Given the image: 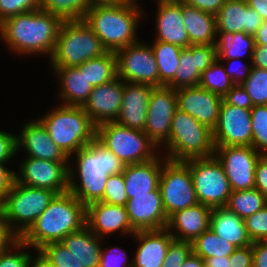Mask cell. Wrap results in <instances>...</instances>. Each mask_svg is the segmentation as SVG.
<instances>
[{
	"instance_id": "cell-1",
	"label": "cell",
	"mask_w": 267,
	"mask_h": 267,
	"mask_svg": "<svg viewBox=\"0 0 267 267\" xmlns=\"http://www.w3.org/2000/svg\"><path fill=\"white\" fill-rule=\"evenodd\" d=\"M63 19L41 9L12 16L0 23V36L19 54H49L54 51Z\"/></svg>"
},
{
	"instance_id": "cell-2",
	"label": "cell",
	"mask_w": 267,
	"mask_h": 267,
	"mask_svg": "<svg viewBox=\"0 0 267 267\" xmlns=\"http://www.w3.org/2000/svg\"><path fill=\"white\" fill-rule=\"evenodd\" d=\"M74 154L77 158L80 184H76L74 172L69 167L68 191L85 206L100 201L103 198L108 177L122 173L125 164L97 138Z\"/></svg>"
},
{
	"instance_id": "cell-3",
	"label": "cell",
	"mask_w": 267,
	"mask_h": 267,
	"mask_svg": "<svg viewBox=\"0 0 267 267\" xmlns=\"http://www.w3.org/2000/svg\"><path fill=\"white\" fill-rule=\"evenodd\" d=\"M85 225L86 206L67 191L55 195L20 240L38 251L48 243L60 242Z\"/></svg>"
},
{
	"instance_id": "cell-4",
	"label": "cell",
	"mask_w": 267,
	"mask_h": 267,
	"mask_svg": "<svg viewBox=\"0 0 267 267\" xmlns=\"http://www.w3.org/2000/svg\"><path fill=\"white\" fill-rule=\"evenodd\" d=\"M135 1L95 4L87 11L84 20L102 41L107 51L116 52L139 42L136 29L138 19L142 17L143 12Z\"/></svg>"
},
{
	"instance_id": "cell-5",
	"label": "cell",
	"mask_w": 267,
	"mask_h": 267,
	"mask_svg": "<svg viewBox=\"0 0 267 267\" xmlns=\"http://www.w3.org/2000/svg\"><path fill=\"white\" fill-rule=\"evenodd\" d=\"M60 105L38 121L52 141L69 158L96 138L97 126L83 106Z\"/></svg>"
},
{
	"instance_id": "cell-6",
	"label": "cell",
	"mask_w": 267,
	"mask_h": 267,
	"mask_svg": "<svg viewBox=\"0 0 267 267\" xmlns=\"http://www.w3.org/2000/svg\"><path fill=\"white\" fill-rule=\"evenodd\" d=\"M107 52L102 41L84 19L64 20L50 57L51 66L78 67Z\"/></svg>"
},
{
	"instance_id": "cell-7",
	"label": "cell",
	"mask_w": 267,
	"mask_h": 267,
	"mask_svg": "<svg viewBox=\"0 0 267 267\" xmlns=\"http://www.w3.org/2000/svg\"><path fill=\"white\" fill-rule=\"evenodd\" d=\"M163 145L168 147L165 158L173 161L210 157L215 152L213 131L178 108L171 122L169 139Z\"/></svg>"
},
{
	"instance_id": "cell-8",
	"label": "cell",
	"mask_w": 267,
	"mask_h": 267,
	"mask_svg": "<svg viewBox=\"0 0 267 267\" xmlns=\"http://www.w3.org/2000/svg\"><path fill=\"white\" fill-rule=\"evenodd\" d=\"M101 240L86 225L60 242L44 245L37 252L50 267H99Z\"/></svg>"
},
{
	"instance_id": "cell-9",
	"label": "cell",
	"mask_w": 267,
	"mask_h": 267,
	"mask_svg": "<svg viewBox=\"0 0 267 267\" xmlns=\"http://www.w3.org/2000/svg\"><path fill=\"white\" fill-rule=\"evenodd\" d=\"M96 138L125 165L148 162L157 157L156 144L144 133L114 122L97 126Z\"/></svg>"
},
{
	"instance_id": "cell-10",
	"label": "cell",
	"mask_w": 267,
	"mask_h": 267,
	"mask_svg": "<svg viewBox=\"0 0 267 267\" xmlns=\"http://www.w3.org/2000/svg\"><path fill=\"white\" fill-rule=\"evenodd\" d=\"M55 195L52 190L22 185L14 180L11 189L4 195L5 216L9 227L21 237Z\"/></svg>"
},
{
	"instance_id": "cell-11",
	"label": "cell",
	"mask_w": 267,
	"mask_h": 267,
	"mask_svg": "<svg viewBox=\"0 0 267 267\" xmlns=\"http://www.w3.org/2000/svg\"><path fill=\"white\" fill-rule=\"evenodd\" d=\"M184 162L191 171L198 203L211 208L225 207L232 190L216 156L192 158Z\"/></svg>"
},
{
	"instance_id": "cell-12",
	"label": "cell",
	"mask_w": 267,
	"mask_h": 267,
	"mask_svg": "<svg viewBox=\"0 0 267 267\" xmlns=\"http://www.w3.org/2000/svg\"><path fill=\"white\" fill-rule=\"evenodd\" d=\"M159 189L167 217L198 204L191 171L184 161L164 160Z\"/></svg>"
},
{
	"instance_id": "cell-13",
	"label": "cell",
	"mask_w": 267,
	"mask_h": 267,
	"mask_svg": "<svg viewBox=\"0 0 267 267\" xmlns=\"http://www.w3.org/2000/svg\"><path fill=\"white\" fill-rule=\"evenodd\" d=\"M118 77L130 83L159 87V71L151 46L140 41L115 52Z\"/></svg>"
},
{
	"instance_id": "cell-14",
	"label": "cell",
	"mask_w": 267,
	"mask_h": 267,
	"mask_svg": "<svg viewBox=\"0 0 267 267\" xmlns=\"http://www.w3.org/2000/svg\"><path fill=\"white\" fill-rule=\"evenodd\" d=\"M232 191L255 188V168L262 156L252 146L215 147Z\"/></svg>"
},
{
	"instance_id": "cell-15",
	"label": "cell",
	"mask_w": 267,
	"mask_h": 267,
	"mask_svg": "<svg viewBox=\"0 0 267 267\" xmlns=\"http://www.w3.org/2000/svg\"><path fill=\"white\" fill-rule=\"evenodd\" d=\"M21 163L20 176L15 173V181L17 183L30 187L49 189L56 194L68 191V162H53L27 157Z\"/></svg>"
},
{
	"instance_id": "cell-16",
	"label": "cell",
	"mask_w": 267,
	"mask_h": 267,
	"mask_svg": "<svg viewBox=\"0 0 267 267\" xmlns=\"http://www.w3.org/2000/svg\"><path fill=\"white\" fill-rule=\"evenodd\" d=\"M215 147L252 146L251 109L221 104L218 121L213 129Z\"/></svg>"
},
{
	"instance_id": "cell-17",
	"label": "cell",
	"mask_w": 267,
	"mask_h": 267,
	"mask_svg": "<svg viewBox=\"0 0 267 267\" xmlns=\"http://www.w3.org/2000/svg\"><path fill=\"white\" fill-rule=\"evenodd\" d=\"M177 106L174 89L167 86L154 87L149 97L144 133L160 147L169 139L171 122Z\"/></svg>"
},
{
	"instance_id": "cell-18",
	"label": "cell",
	"mask_w": 267,
	"mask_h": 267,
	"mask_svg": "<svg viewBox=\"0 0 267 267\" xmlns=\"http://www.w3.org/2000/svg\"><path fill=\"white\" fill-rule=\"evenodd\" d=\"M215 45H190L182 48L179 67L175 70L174 79L167 85L172 89L196 87L201 73L217 60Z\"/></svg>"
},
{
	"instance_id": "cell-19",
	"label": "cell",
	"mask_w": 267,
	"mask_h": 267,
	"mask_svg": "<svg viewBox=\"0 0 267 267\" xmlns=\"http://www.w3.org/2000/svg\"><path fill=\"white\" fill-rule=\"evenodd\" d=\"M178 109L188 113L212 131L220 113L222 97L199 86L175 89Z\"/></svg>"
},
{
	"instance_id": "cell-20",
	"label": "cell",
	"mask_w": 267,
	"mask_h": 267,
	"mask_svg": "<svg viewBox=\"0 0 267 267\" xmlns=\"http://www.w3.org/2000/svg\"><path fill=\"white\" fill-rule=\"evenodd\" d=\"M126 210L129 222L135 231L159 230L167 226L168 217L159 187L147 194L133 195L127 200Z\"/></svg>"
},
{
	"instance_id": "cell-21",
	"label": "cell",
	"mask_w": 267,
	"mask_h": 267,
	"mask_svg": "<svg viewBox=\"0 0 267 267\" xmlns=\"http://www.w3.org/2000/svg\"><path fill=\"white\" fill-rule=\"evenodd\" d=\"M124 93V81L117 77L112 81L93 87L85 112L96 126L117 120Z\"/></svg>"
},
{
	"instance_id": "cell-22",
	"label": "cell",
	"mask_w": 267,
	"mask_h": 267,
	"mask_svg": "<svg viewBox=\"0 0 267 267\" xmlns=\"http://www.w3.org/2000/svg\"><path fill=\"white\" fill-rule=\"evenodd\" d=\"M86 226L101 239L117 231L130 235L136 232L129 222L126 206L101 201L86 206Z\"/></svg>"
},
{
	"instance_id": "cell-23",
	"label": "cell",
	"mask_w": 267,
	"mask_h": 267,
	"mask_svg": "<svg viewBox=\"0 0 267 267\" xmlns=\"http://www.w3.org/2000/svg\"><path fill=\"white\" fill-rule=\"evenodd\" d=\"M154 86L124 81V93L116 122L135 130L145 129L149 97Z\"/></svg>"
},
{
	"instance_id": "cell-24",
	"label": "cell",
	"mask_w": 267,
	"mask_h": 267,
	"mask_svg": "<svg viewBox=\"0 0 267 267\" xmlns=\"http://www.w3.org/2000/svg\"><path fill=\"white\" fill-rule=\"evenodd\" d=\"M19 136L16 135L17 151L22 147L28 157L49 160L53 162H67L69 158L52 141L44 126L38 121H30L23 126Z\"/></svg>"
},
{
	"instance_id": "cell-25",
	"label": "cell",
	"mask_w": 267,
	"mask_h": 267,
	"mask_svg": "<svg viewBox=\"0 0 267 267\" xmlns=\"http://www.w3.org/2000/svg\"><path fill=\"white\" fill-rule=\"evenodd\" d=\"M262 22V17L247 5L246 0H226L216 14L217 32L254 35Z\"/></svg>"
},
{
	"instance_id": "cell-26",
	"label": "cell",
	"mask_w": 267,
	"mask_h": 267,
	"mask_svg": "<svg viewBox=\"0 0 267 267\" xmlns=\"http://www.w3.org/2000/svg\"><path fill=\"white\" fill-rule=\"evenodd\" d=\"M211 211V207L201 203L176 211L168 217L166 229L174 240L192 242L210 228Z\"/></svg>"
},
{
	"instance_id": "cell-27",
	"label": "cell",
	"mask_w": 267,
	"mask_h": 267,
	"mask_svg": "<svg viewBox=\"0 0 267 267\" xmlns=\"http://www.w3.org/2000/svg\"><path fill=\"white\" fill-rule=\"evenodd\" d=\"M133 236L140 245L135 254L133 267H162L169 245L174 237L166 229L136 231Z\"/></svg>"
},
{
	"instance_id": "cell-28",
	"label": "cell",
	"mask_w": 267,
	"mask_h": 267,
	"mask_svg": "<svg viewBox=\"0 0 267 267\" xmlns=\"http://www.w3.org/2000/svg\"><path fill=\"white\" fill-rule=\"evenodd\" d=\"M157 37L155 41L171 43L181 48L191 45L183 23L181 1H157Z\"/></svg>"
},
{
	"instance_id": "cell-29",
	"label": "cell",
	"mask_w": 267,
	"mask_h": 267,
	"mask_svg": "<svg viewBox=\"0 0 267 267\" xmlns=\"http://www.w3.org/2000/svg\"><path fill=\"white\" fill-rule=\"evenodd\" d=\"M158 156L148 162L125 165L123 170L126 193L129 198L133 195L147 194L159 187V178L164 161Z\"/></svg>"
},
{
	"instance_id": "cell-30",
	"label": "cell",
	"mask_w": 267,
	"mask_h": 267,
	"mask_svg": "<svg viewBox=\"0 0 267 267\" xmlns=\"http://www.w3.org/2000/svg\"><path fill=\"white\" fill-rule=\"evenodd\" d=\"M183 23L191 45H215L217 38L216 15L181 2Z\"/></svg>"
},
{
	"instance_id": "cell-31",
	"label": "cell",
	"mask_w": 267,
	"mask_h": 267,
	"mask_svg": "<svg viewBox=\"0 0 267 267\" xmlns=\"http://www.w3.org/2000/svg\"><path fill=\"white\" fill-rule=\"evenodd\" d=\"M210 228L216 235L229 241L236 248L253 244L247 233L244 219L229 211L226 207L212 208Z\"/></svg>"
},
{
	"instance_id": "cell-32",
	"label": "cell",
	"mask_w": 267,
	"mask_h": 267,
	"mask_svg": "<svg viewBox=\"0 0 267 267\" xmlns=\"http://www.w3.org/2000/svg\"><path fill=\"white\" fill-rule=\"evenodd\" d=\"M60 78L62 105L83 106L89 99L93 86L77 67H53Z\"/></svg>"
},
{
	"instance_id": "cell-33",
	"label": "cell",
	"mask_w": 267,
	"mask_h": 267,
	"mask_svg": "<svg viewBox=\"0 0 267 267\" xmlns=\"http://www.w3.org/2000/svg\"><path fill=\"white\" fill-rule=\"evenodd\" d=\"M221 35L219 40H216L217 58L227 59L226 61L234 62L238 60L245 53L249 54L250 61L254 51V36L244 32H217Z\"/></svg>"
},
{
	"instance_id": "cell-34",
	"label": "cell",
	"mask_w": 267,
	"mask_h": 267,
	"mask_svg": "<svg viewBox=\"0 0 267 267\" xmlns=\"http://www.w3.org/2000/svg\"><path fill=\"white\" fill-rule=\"evenodd\" d=\"M84 71L85 77L93 87L108 83L117 78V59L115 52L107 53L85 61L77 67Z\"/></svg>"
},
{
	"instance_id": "cell-35",
	"label": "cell",
	"mask_w": 267,
	"mask_h": 267,
	"mask_svg": "<svg viewBox=\"0 0 267 267\" xmlns=\"http://www.w3.org/2000/svg\"><path fill=\"white\" fill-rule=\"evenodd\" d=\"M156 59L159 71V87L167 86L175 75V70L179 67L180 46L162 41H154L151 46Z\"/></svg>"
},
{
	"instance_id": "cell-36",
	"label": "cell",
	"mask_w": 267,
	"mask_h": 267,
	"mask_svg": "<svg viewBox=\"0 0 267 267\" xmlns=\"http://www.w3.org/2000/svg\"><path fill=\"white\" fill-rule=\"evenodd\" d=\"M266 204L267 198L258 189L252 188L232 191L225 207L245 219L261 210Z\"/></svg>"
},
{
	"instance_id": "cell-37",
	"label": "cell",
	"mask_w": 267,
	"mask_h": 267,
	"mask_svg": "<svg viewBox=\"0 0 267 267\" xmlns=\"http://www.w3.org/2000/svg\"><path fill=\"white\" fill-rule=\"evenodd\" d=\"M235 249L233 244L216 235L211 228L192 241V251L204 261L215 256H230Z\"/></svg>"
},
{
	"instance_id": "cell-38",
	"label": "cell",
	"mask_w": 267,
	"mask_h": 267,
	"mask_svg": "<svg viewBox=\"0 0 267 267\" xmlns=\"http://www.w3.org/2000/svg\"><path fill=\"white\" fill-rule=\"evenodd\" d=\"M91 5L87 0H40V9L63 20H82Z\"/></svg>"
},
{
	"instance_id": "cell-39",
	"label": "cell",
	"mask_w": 267,
	"mask_h": 267,
	"mask_svg": "<svg viewBox=\"0 0 267 267\" xmlns=\"http://www.w3.org/2000/svg\"><path fill=\"white\" fill-rule=\"evenodd\" d=\"M217 59L201 73L199 87L223 97L235 84Z\"/></svg>"
},
{
	"instance_id": "cell-40",
	"label": "cell",
	"mask_w": 267,
	"mask_h": 267,
	"mask_svg": "<svg viewBox=\"0 0 267 267\" xmlns=\"http://www.w3.org/2000/svg\"><path fill=\"white\" fill-rule=\"evenodd\" d=\"M241 85L248 92L253 106L267 105V69L251 66L249 76Z\"/></svg>"
},
{
	"instance_id": "cell-41",
	"label": "cell",
	"mask_w": 267,
	"mask_h": 267,
	"mask_svg": "<svg viewBox=\"0 0 267 267\" xmlns=\"http://www.w3.org/2000/svg\"><path fill=\"white\" fill-rule=\"evenodd\" d=\"M252 147L261 155H267V105L251 108Z\"/></svg>"
},
{
	"instance_id": "cell-42",
	"label": "cell",
	"mask_w": 267,
	"mask_h": 267,
	"mask_svg": "<svg viewBox=\"0 0 267 267\" xmlns=\"http://www.w3.org/2000/svg\"><path fill=\"white\" fill-rule=\"evenodd\" d=\"M127 200L123 173L110 175L100 201L111 205L126 206Z\"/></svg>"
},
{
	"instance_id": "cell-43",
	"label": "cell",
	"mask_w": 267,
	"mask_h": 267,
	"mask_svg": "<svg viewBox=\"0 0 267 267\" xmlns=\"http://www.w3.org/2000/svg\"><path fill=\"white\" fill-rule=\"evenodd\" d=\"M29 247L22 240H18L11 248L0 253V267H30L32 264V256L30 252H16L18 249ZM14 248V249H13ZM15 250V252H10Z\"/></svg>"
},
{
	"instance_id": "cell-44",
	"label": "cell",
	"mask_w": 267,
	"mask_h": 267,
	"mask_svg": "<svg viewBox=\"0 0 267 267\" xmlns=\"http://www.w3.org/2000/svg\"><path fill=\"white\" fill-rule=\"evenodd\" d=\"M247 233L252 240H267V204L256 213L244 219Z\"/></svg>"
},
{
	"instance_id": "cell-45",
	"label": "cell",
	"mask_w": 267,
	"mask_h": 267,
	"mask_svg": "<svg viewBox=\"0 0 267 267\" xmlns=\"http://www.w3.org/2000/svg\"><path fill=\"white\" fill-rule=\"evenodd\" d=\"M40 9V0H0V23L18 14Z\"/></svg>"
},
{
	"instance_id": "cell-46",
	"label": "cell",
	"mask_w": 267,
	"mask_h": 267,
	"mask_svg": "<svg viewBox=\"0 0 267 267\" xmlns=\"http://www.w3.org/2000/svg\"><path fill=\"white\" fill-rule=\"evenodd\" d=\"M192 252V242L173 240L162 267H181Z\"/></svg>"
},
{
	"instance_id": "cell-47",
	"label": "cell",
	"mask_w": 267,
	"mask_h": 267,
	"mask_svg": "<svg viewBox=\"0 0 267 267\" xmlns=\"http://www.w3.org/2000/svg\"><path fill=\"white\" fill-rule=\"evenodd\" d=\"M226 104L238 106L243 109H251L252 101L248 92L241 84H235L223 97Z\"/></svg>"
},
{
	"instance_id": "cell-48",
	"label": "cell",
	"mask_w": 267,
	"mask_h": 267,
	"mask_svg": "<svg viewBox=\"0 0 267 267\" xmlns=\"http://www.w3.org/2000/svg\"><path fill=\"white\" fill-rule=\"evenodd\" d=\"M104 250H105V252L107 251L106 252L107 254L104 252ZM104 250L101 249L99 267H121L123 265L125 267H133V261H130L129 263H127V261H128L127 260L128 258L126 257L127 255H126L125 251L124 252L122 250L120 251V247L119 248L114 247L111 249L110 248L108 249V247H106ZM121 252H123V253H121ZM124 253H125V255H124ZM121 254H123V255H121ZM123 256L126 257V259L123 258ZM122 261L124 263L126 262L127 265H125Z\"/></svg>"
},
{
	"instance_id": "cell-49",
	"label": "cell",
	"mask_w": 267,
	"mask_h": 267,
	"mask_svg": "<svg viewBox=\"0 0 267 267\" xmlns=\"http://www.w3.org/2000/svg\"><path fill=\"white\" fill-rule=\"evenodd\" d=\"M230 267H253V244L236 248L229 256Z\"/></svg>"
},
{
	"instance_id": "cell-50",
	"label": "cell",
	"mask_w": 267,
	"mask_h": 267,
	"mask_svg": "<svg viewBox=\"0 0 267 267\" xmlns=\"http://www.w3.org/2000/svg\"><path fill=\"white\" fill-rule=\"evenodd\" d=\"M17 153L16 136L0 131V163L5 164Z\"/></svg>"
},
{
	"instance_id": "cell-51",
	"label": "cell",
	"mask_w": 267,
	"mask_h": 267,
	"mask_svg": "<svg viewBox=\"0 0 267 267\" xmlns=\"http://www.w3.org/2000/svg\"><path fill=\"white\" fill-rule=\"evenodd\" d=\"M255 188L267 198V155H262L256 164Z\"/></svg>"
},
{
	"instance_id": "cell-52",
	"label": "cell",
	"mask_w": 267,
	"mask_h": 267,
	"mask_svg": "<svg viewBox=\"0 0 267 267\" xmlns=\"http://www.w3.org/2000/svg\"><path fill=\"white\" fill-rule=\"evenodd\" d=\"M182 3L196 7L202 11L216 15L226 0H179Z\"/></svg>"
},
{
	"instance_id": "cell-53",
	"label": "cell",
	"mask_w": 267,
	"mask_h": 267,
	"mask_svg": "<svg viewBox=\"0 0 267 267\" xmlns=\"http://www.w3.org/2000/svg\"><path fill=\"white\" fill-rule=\"evenodd\" d=\"M19 239L8 223H0V253L11 248Z\"/></svg>"
},
{
	"instance_id": "cell-54",
	"label": "cell",
	"mask_w": 267,
	"mask_h": 267,
	"mask_svg": "<svg viewBox=\"0 0 267 267\" xmlns=\"http://www.w3.org/2000/svg\"><path fill=\"white\" fill-rule=\"evenodd\" d=\"M253 267H267V240L253 242Z\"/></svg>"
},
{
	"instance_id": "cell-55",
	"label": "cell",
	"mask_w": 267,
	"mask_h": 267,
	"mask_svg": "<svg viewBox=\"0 0 267 267\" xmlns=\"http://www.w3.org/2000/svg\"><path fill=\"white\" fill-rule=\"evenodd\" d=\"M14 180L15 172L0 163V196H4L11 189Z\"/></svg>"
},
{
	"instance_id": "cell-56",
	"label": "cell",
	"mask_w": 267,
	"mask_h": 267,
	"mask_svg": "<svg viewBox=\"0 0 267 267\" xmlns=\"http://www.w3.org/2000/svg\"><path fill=\"white\" fill-rule=\"evenodd\" d=\"M251 63V66L267 69V46H254Z\"/></svg>"
},
{
	"instance_id": "cell-57",
	"label": "cell",
	"mask_w": 267,
	"mask_h": 267,
	"mask_svg": "<svg viewBox=\"0 0 267 267\" xmlns=\"http://www.w3.org/2000/svg\"><path fill=\"white\" fill-rule=\"evenodd\" d=\"M236 62V61H235ZM233 63V62H232ZM231 66L229 67V68H227V67H224L225 68V71H226V73L229 75V77L231 78V80H232V82L234 83V84H242L245 80H246V78L249 76V74H250V70H251V66L249 67V66H247V67H245V68H243L245 71H243L244 73H242L240 70L239 71H237L238 70V67L237 68H235L236 67V64H235V66H234V64H230ZM234 66V67H233ZM240 67V66H239ZM235 72V73H234ZM242 73V75H241V73Z\"/></svg>"
},
{
	"instance_id": "cell-58",
	"label": "cell",
	"mask_w": 267,
	"mask_h": 267,
	"mask_svg": "<svg viewBox=\"0 0 267 267\" xmlns=\"http://www.w3.org/2000/svg\"><path fill=\"white\" fill-rule=\"evenodd\" d=\"M246 2L262 17L263 21L267 20V0H246Z\"/></svg>"
},
{
	"instance_id": "cell-59",
	"label": "cell",
	"mask_w": 267,
	"mask_h": 267,
	"mask_svg": "<svg viewBox=\"0 0 267 267\" xmlns=\"http://www.w3.org/2000/svg\"><path fill=\"white\" fill-rule=\"evenodd\" d=\"M253 36L255 45L267 46V20L262 22Z\"/></svg>"
},
{
	"instance_id": "cell-60",
	"label": "cell",
	"mask_w": 267,
	"mask_h": 267,
	"mask_svg": "<svg viewBox=\"0 0 267 267\" xmlns=\"http://www.w3.org/2000/svg\"><path fill=\"white\" fill-rule=\"evenodd\" d=\"M204 264L205 261L192 251L181 267H203Z\"/></svg>"
},
{
	"instance_id": "cell-61",
	"label": "cell",
	"mask_w": 267,
	"mask_h": 267,
	"mask_svg": "<svg viewBox=\"0 0 267 267\" xmlns=\"http://www.w3.org/2000/svg\"><path fill=\"white\" fill-rule=\"evenodd\" d=\"M205 262L212 267H230L229 256H215L212 258H208Z\"/></svg>"
},
{
	"instance_id": "cell-62",
	"label": "cell",
	"mask_w": 267,
	"mask_h": 267,
	"mask_svg": "<svg viewBox=\"0 0 267 267\" xmlns=\"http://www.w3.org/2000/svg\"><path fill=\"white\" fill-rule=\"evenodd\" d=\"M90 5L95 4H116L127 0H87Z\"/></svg>"
},
{
	"instance_id": "cell-63",
	"label": "cell",
	"mask_w": 267,
	"mask_h": 267,
	"mask_svg": "<svg viewBox=\"0 0 267 267\" xmlns=\"http://www.w3.org/2000/svg\"><path fill=\"white\" fill-rule=\"evenodd\" d=\"M0 223H7L5 216V200L4 196H0Z\"/></svg>"
},
{
	"instance_id": "cell-64",
	"label": "cell",
	"mask_w": 267,
	"mask_h": 267,
	"mask_svg": "<svg viewBox=\"0 0 267 267\" xmlns=\"http://www.w3.org/2000/svg\"><path fill=\"white\" fill-rule=\"evenodd\" d=\"M33 260L30 267H50L43 259H41L38 255Z\"/></svg>"
},
{
	"instance_id": "cell-65",
	"label": "cell",
	"mask_w": 267,
	"mask_h": 267,
	"mask_svg": "<svg viewBox=\"0 0 267 267\" xmlns=\"http://www.w3.org/2000/svg\"><path fill=\"white\" fill-rule=\"evenodd\" d=\"M203 267H212V266H209V265L205 262V264H204Z\"/></svg>"
}]
</instances>
